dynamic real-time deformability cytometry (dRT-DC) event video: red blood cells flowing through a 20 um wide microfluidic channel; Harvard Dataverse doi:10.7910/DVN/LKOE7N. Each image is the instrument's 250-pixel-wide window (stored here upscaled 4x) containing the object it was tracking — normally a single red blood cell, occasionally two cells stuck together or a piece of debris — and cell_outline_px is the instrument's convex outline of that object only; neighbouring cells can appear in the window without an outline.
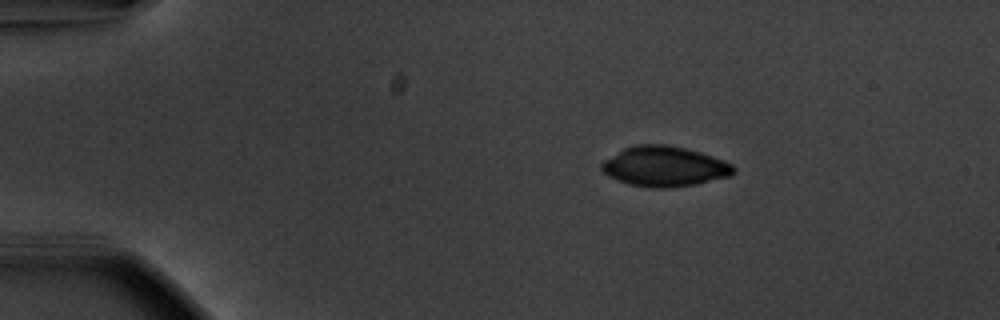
{"species": "common noctule bat (a hibernating species)", "species_latin": "Nyctalus noctula", "temperature_condition": "warm", "stored_images_in_passage": 46, "camera_frame_rate_fps": 3000, "um_per_image_px": 0.085, "animal": {"sex": "male", "body_mass_g": 20.1, "forearm_length_mm": 53.5}, "frame": {"image": 1, "passage_image": 1, "time_ms": 0.0, "image_size_px": [1000, 320], "cell_outline_px": [[736, 172], [732, 176], [696, 184], [668, 188], [652, 188], [628, 184], [608, 176], [600, 168], [600, 164], [604, 160], [624, 148], [636, 144], [668, 144], [700, 152], [712, 156], [732, 164], [736, 168]], "centroid_in_image_um": [56.49, 14.15], "position_along_channel_um": 28.5, "area_um2": 31.04}}
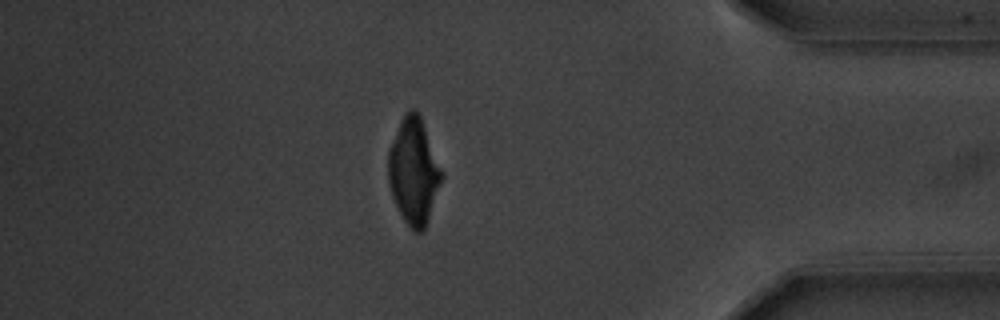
{"frame": {"image": 2, "passage_image": 39, "time_ms": 12.667, "image_size_px": [1000, 320], "cell_outline_px": [[440, 180], [428, 220], [424, 228], [420, 232], [416, 232], [404, 220], [392, 196], [388, 184], [388, 148], [400, 120], [404, 112], [408, 108], [416, 108], [420, 116], [440, 172]], "centroid_in_image_um": [35.08, 14.51], "position_along_channel_um": 400.1, "area_um2": 31.85}}
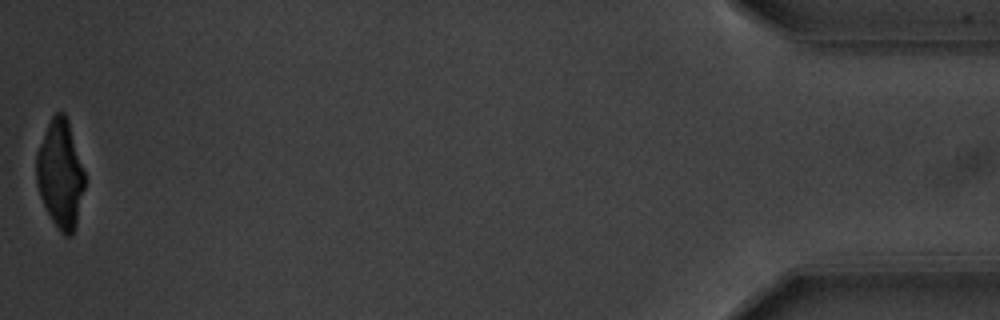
{"frame": {"image": 3, "passage_image": 46, "time_ms": 15.0, "image_size_px": [1000, 320], "cell_outline_px": [[84, 188], [76, 228], [72, 236], [64, 236], [60, 232], [52, 220], [40, 196], [36, 184], [36, 152], [48, 124], [52, 116], [56, 112], [64, 112], [68, 120], [84, 172]], "centroid_in_image_um": [5.12, 14.82], "position_along_channel_um": 430.1, "area_um2": 30.29}}